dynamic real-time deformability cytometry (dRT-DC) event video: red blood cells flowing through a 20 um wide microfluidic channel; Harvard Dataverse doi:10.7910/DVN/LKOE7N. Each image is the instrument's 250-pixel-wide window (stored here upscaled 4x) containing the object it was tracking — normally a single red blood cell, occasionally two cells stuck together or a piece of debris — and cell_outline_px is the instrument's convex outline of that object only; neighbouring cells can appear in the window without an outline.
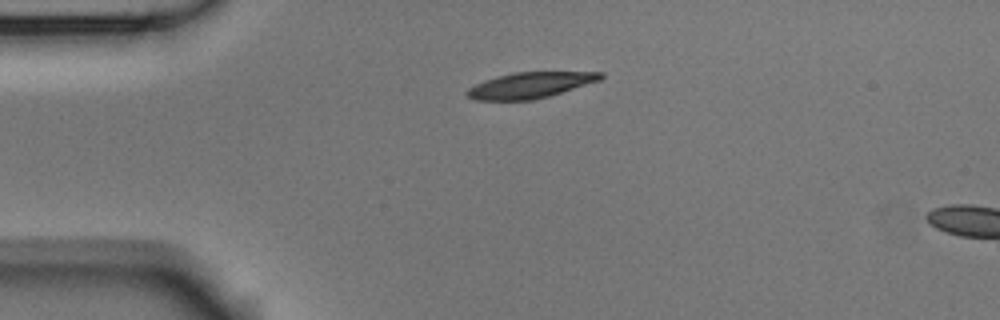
{"species": "Egyptian fruit bat (a non-hibernating species)", "species_latin": "Rousettus aegyptiacus", "temperature_condition": "room temperature", "stored_images_in_passage": 2, "camera_frame_rate_fps": 3000, "um_per_image_px": 0.085, "animal": {"sex": "male"}, "frame": {"image": 1, "passage_image": 1, "time_ms": 0.0, "image_size_px": [1000, 320], "cell_outline_px": [[604, 76], [600, 80], [548, 96], [532, 100], [476, 100], [468, 96], [464, 92], [468, 88], [484, 80], [496, 76], [512, 72], [604, 72]], "centroid_in_image_um": [45.03, 7.23], "position_along_channel_um": 40.0, "area_um2": 20.0}}